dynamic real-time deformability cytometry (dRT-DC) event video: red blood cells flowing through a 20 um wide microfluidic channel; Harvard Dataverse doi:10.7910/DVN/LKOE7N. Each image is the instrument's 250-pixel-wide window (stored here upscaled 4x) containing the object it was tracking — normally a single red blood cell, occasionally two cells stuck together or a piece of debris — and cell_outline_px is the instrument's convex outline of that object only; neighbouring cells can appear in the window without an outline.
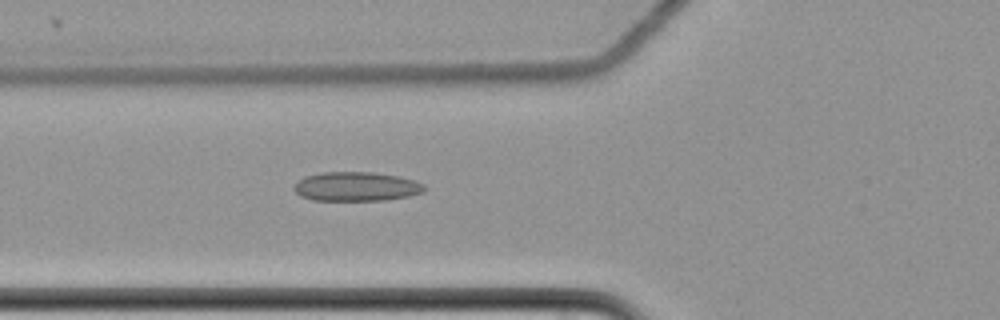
{"species": "common noctule bat (a hibernating species)", "species_latin": "Nyctalus noctula", "temperature_condition": "cold", "stored_images_in_passage": 61, "camera_frame_rate_fps": 3000, "um_per_image_px": 0.085, "animal": {"sex": "female", "body_mass_g": 22.7, "forearm_length_mm": 54.2}, "frame": {"image": 1, "passage_image": 24, "time_ms": 7.667, "image_size_px": [1000, 320], "cell_outline_px": [[424, 192], [408, 196], [384, 200], [312, 200], [300, 196], [292, 188], [304, 176], [320, 172], [372, 172], [396, 176], [416, 180], [424, 184]], "centroid_in_image_um": [30.27, 15.85], "position_along_channel_um": 95.5, "area_um2": 22.14}}
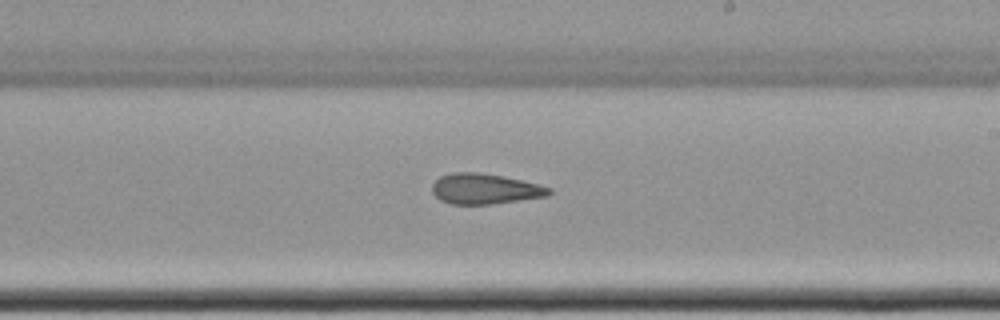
{"frame": {"image": 2, "passage_image": 37, "time_ms": 12.0, "image_size_px": [1000, 320], "cell_outline_px": [[552, 192], [548, 196], [492, 204], [452, 204], [440, 200], [432, 192], [432, 184], [440, 176], [452, 172], [476, 172], [504, 176], [552, 188]], "centroid_in_image_um": [41.2, 16.05], "position_along_channel_um": 247.8, "area_um2": 20.69}}
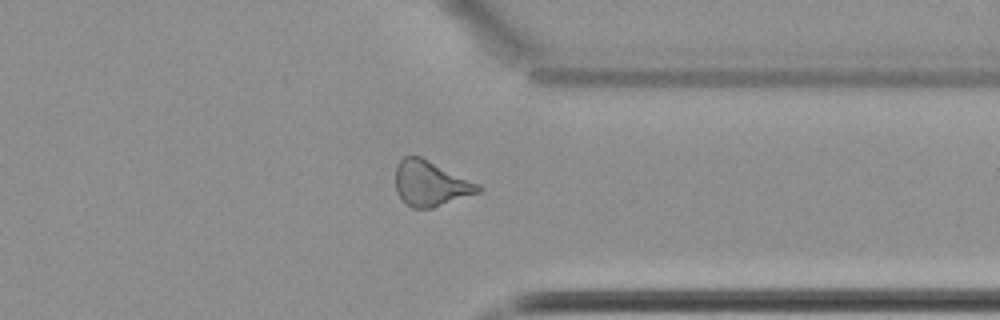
{"frame": {"image": 3, "passage_image": 48, "time_ms": 15.667, "image_size_px": [1000, 320], "cell_outline_px": [[484, 188], [480, 192], [432, 208], [412, 208], [396, 192], [396, 164], [404, 156], [420, 156], [480, 184]], "centroid_in_image_um": [36.61, 15.59], "position_along_channel_um": 374.8, "area_um2": 21.68}, "authors_computed_cell_mechanics": {"area_um2": 22.3108, "velocity_mm_per_s": 3.5118, "shape_relaxation_time_tau1_ms": null, "shape_relaxation_time_tau2_ms": 8.764, "deformation_change_tau1": null, "deformation_change_tau2": 0.1877}}